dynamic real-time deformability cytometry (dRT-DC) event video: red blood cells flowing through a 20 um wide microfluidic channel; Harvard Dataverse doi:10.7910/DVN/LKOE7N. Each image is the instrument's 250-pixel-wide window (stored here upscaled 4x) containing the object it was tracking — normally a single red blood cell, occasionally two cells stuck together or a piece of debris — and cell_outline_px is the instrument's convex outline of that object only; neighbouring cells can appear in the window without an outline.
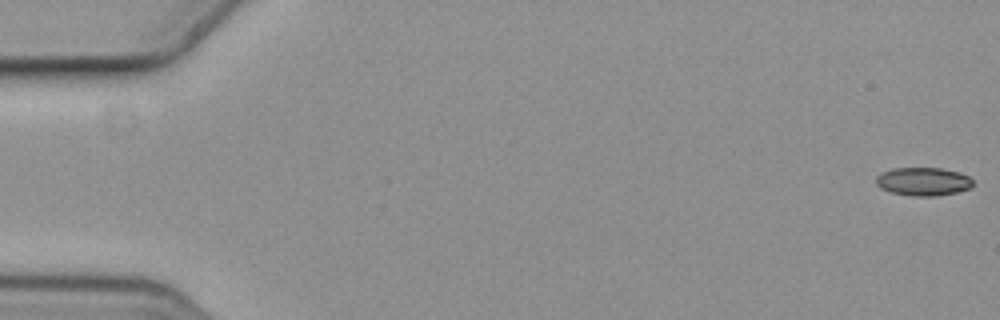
{"species": "common noctule bat (a hibernating species)", "species_latin": "Nyctalus noctula", "temperature_condition": "cold", "stored_images_in_passage": 6, "camera_frame_rate_fps": 3000, "um_per_image_px": 0.085, "animal": {"sex": "female", "body_mass_g": 19.3, "forearm_length_mm": 54.1}, "frame": {"image": 1, "passage_image": 1, "time_ms": 0.0, "image_size_px": [1000, 320], "cell_outline_px": [[972, 184], [968, 188], [956, 192], [936, 196], [912, 196], [892, 192], [880, 188], [876, 184], [876, 176], [880, 172], [892, 168], [940, 168], [960, 172], [968, 176], [972, 180]], "centroid_in_image_um": [78.43, 15.42], "position_along_channel_um": 6.6, "area_um2": 15.95}}
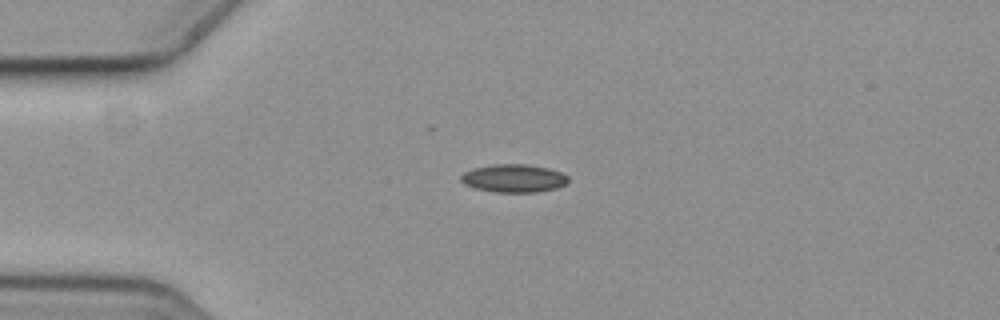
{"frame": {"image": 2, "passage_image": 5, "time_ms": 1.333, "image_size_px": [1000, 320], "cell_outline_px": [[568, 180], [564, 184], [556, 188], [536, 192], [496, 192], [476, 188], [464, 184], [460, 180], [460, 176], [464, 172], [472, 168], [492, 164], [528, 164], [548, 168], [560, 172], [568, 176]], "centroid_in_image_um": [43.64, 15.14], "position_along_channel_um": 41.4, "area_um2": 17.51}}